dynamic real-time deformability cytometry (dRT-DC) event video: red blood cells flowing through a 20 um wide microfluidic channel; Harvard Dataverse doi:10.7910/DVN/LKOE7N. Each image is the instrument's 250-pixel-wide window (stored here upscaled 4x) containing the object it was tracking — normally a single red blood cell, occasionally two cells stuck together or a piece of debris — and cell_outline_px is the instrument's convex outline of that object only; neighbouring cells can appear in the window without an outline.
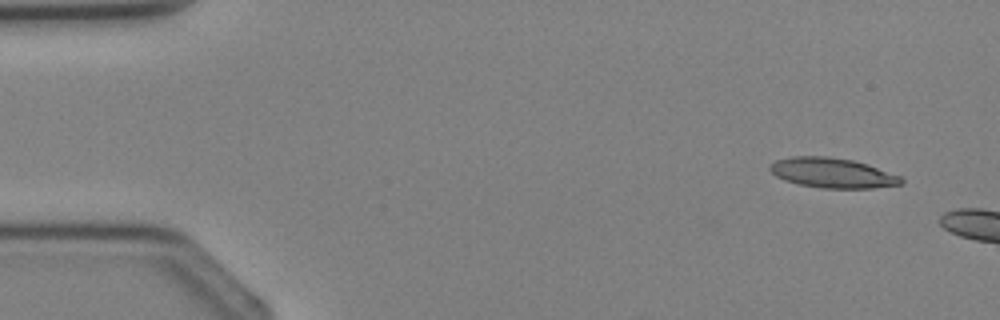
{"species": "Egyptian fruit bat (a non-hibernating species)", "species_latin": "Rousettus aegyptiacus", "temperature_condition": "cold", "stored_images_in_passage": 4, "camera_frame_rate_fps": 3000, "um_per_image_px": 0.085, "animal": {"sex": "female"}, "frame": {"image": 1, "passage_image": 1, "time_ms": 0.0, "image_size_px": [1000, 320], "cell_outline_px": [[904, 184], [872, 188], [820, 188], [800, 184], [784, 180], [776, 176], [768, 168], [768, 164], [776, 160], [792, 156], [828, 156], [852, 160], [868, 164], [900, 176], [904, 180]], "centroid_in_image_um": [70.75, 14.69], "position_along_channel_um": 14.3, "area_um2": 23.0}}
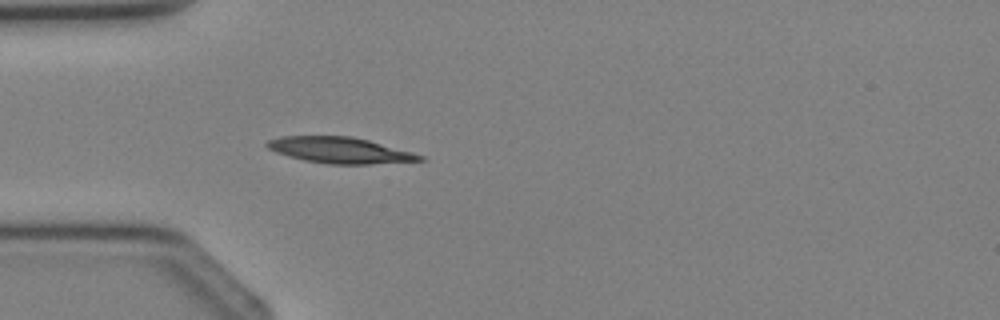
{"frame": {"image": 2, "passage_image": 4, "time_ms": 4.333, "image_size_px": [1000, 320], "cell_outline_px": [[428, 160], [372, 164], [328, 164], [304, 160], [288, 156], [276, 152], [268, 148], [264, 144], [268, 140], [280, 136], [352, 136], [368, 140], [412, 152], [424, 156]], "centroid_in_image_um": [28.89, 12.77], "position_along_channel_um": 56.1, "area_um2": 23.18}}